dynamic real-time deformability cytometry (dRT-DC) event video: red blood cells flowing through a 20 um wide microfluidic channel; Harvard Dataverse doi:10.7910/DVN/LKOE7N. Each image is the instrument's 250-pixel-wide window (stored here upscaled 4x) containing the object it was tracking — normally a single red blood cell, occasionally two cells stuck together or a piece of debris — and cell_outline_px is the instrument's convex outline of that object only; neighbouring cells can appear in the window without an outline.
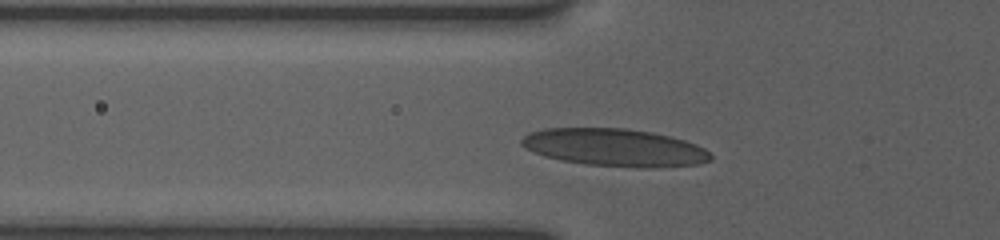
{"species": "human", "species_latin": "Homo sapiens", "temperature_condition": "room temperature", "stored_images_in_passage": 11, "camera_frame_rate_fps": 3000, "um_per_image_px": 0.085, "donor": {"sex": "female"}, "frame": {"image": 1, "passage_image": 2, "time_ms": 0.333, "image_size_px": [1000, 240], "cell_outline_px": [[712, 160], [700, 164], [656, 168], [640, 168], [584, 164], [560, 160], [544, 156], [524, 148], [520, 144], [520, 140], [528, 132], [544, 128], [628, 128], [652, 132], [684, 140], [696, 144], [704, 148], [712, 156]], "centroid_in_image_um": [52.23, 12.54], "position_along_channel_um": 73.6, "area_um2": 41.85}}
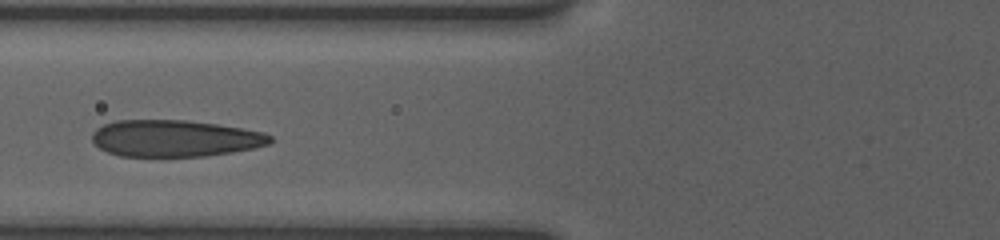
{"frame": {"image": 2, "passage_image": 7, "time_ms": 1.333, "image_size_px": [1000, 240], "cell_outline_px": [[272, 140], [268, 144], [252, 148], [232, 152], [204, 156], [120, 156], [108, 152], [100, 148], [92, 140], [92, 132], [96, 128], [104, 124], [116, 120], [184, 120], [216, 124], [264, 132], [272, 136]], "centroid_in_image_um": [14.84, 11.75], "position_along_channel_um": 111.0, "area_um2": 37.92}}